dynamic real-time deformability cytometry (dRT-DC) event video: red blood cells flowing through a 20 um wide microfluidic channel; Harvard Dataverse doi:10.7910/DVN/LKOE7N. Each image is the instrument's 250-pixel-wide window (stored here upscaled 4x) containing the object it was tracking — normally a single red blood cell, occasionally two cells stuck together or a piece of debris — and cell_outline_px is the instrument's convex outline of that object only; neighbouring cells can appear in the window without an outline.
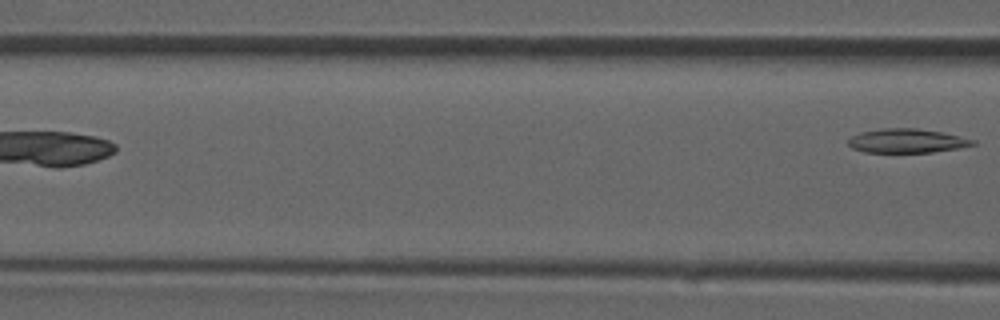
{"species": "common noctule bat (a hibernating species)", "species_latin": "Nyctalus noctula", "temperature_condition": "room temperature", "stored_images_in_passage": 4, "segment_of_instrument_passage": [2, 2], "camera_frame_rate_fps": 3000, "um_per_image_px": 0.085, "animal": {"sex": "male", "forearm_length_mm": 52.5}, "frame": {"image": 1, "passage_image": 4, "time_ms": 3.333, "image_size_px": [1000, 320], "cell_outline_px": [[976, 144], [956, 148], [932, 152], [864, 152], [852, 148], [848, 144], [848, 140], [852, 136], [864, 132], [880, 128], [916, 128], [940, 132], [976, 140]], "centroid_in_image_um": [77.06, 11.97], "position_along_channel_um": 89.5, "area_um2": 17.17}}